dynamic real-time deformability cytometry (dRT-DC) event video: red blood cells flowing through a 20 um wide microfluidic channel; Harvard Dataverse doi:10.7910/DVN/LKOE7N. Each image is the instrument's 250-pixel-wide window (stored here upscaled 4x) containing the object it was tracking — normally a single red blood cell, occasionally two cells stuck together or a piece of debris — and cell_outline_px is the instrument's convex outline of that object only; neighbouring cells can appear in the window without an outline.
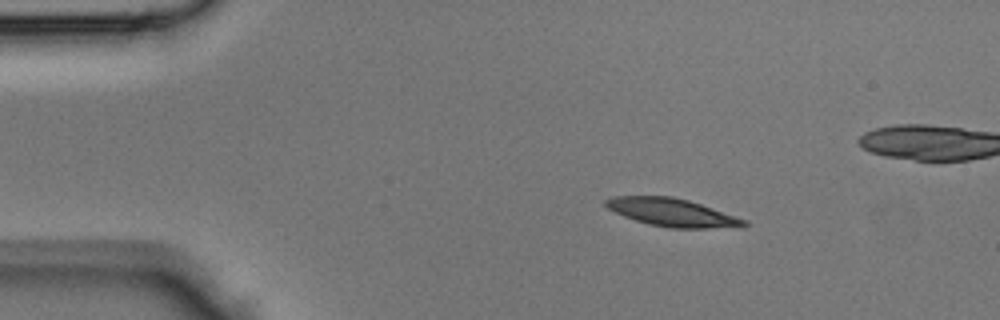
{"species": "Egyptian fruit bat (a non-hibernating species)", "species_latin": "Rousettus aegyptiacus", "temperature_condition": "room temperature", "stored_images_in_passage": 38, "camera_frame_rate_fps": 3000, "um_per_image_px": 0.085, "animal": {"sex": "male"}, "frame": {"image": 1, "passage_image": 1, "time_ms": 0.0, "image_size_px": [1000, 320], "cell_outline_px": [[748, 224], [744, 228], [668, 228], [648, 224], [624, 216], [608, 208], [604, 204], [604, 200], [612, 196], [672, 196], [688, 200], [748, 220]], "centroid_in_image_um": [57.18, 18.07], "position_along_channel_um": 27.8, "area_um2": 22.66}}
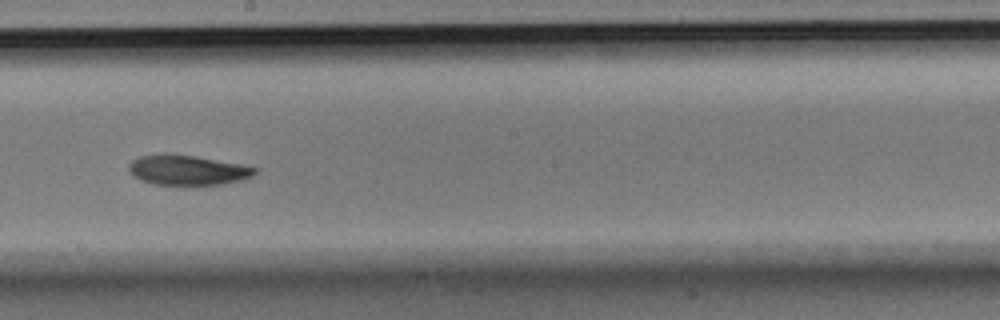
{"frame": {"image": 2, "passage_image": 18, "time_ms": 5.667, "image_size_px": [1000, 320], "cell_outline_px": [[260, 168], [252, 176], [240, 180], [224, 184], [152, 184], [140, 180], [132, 176], [128, 168], [128, 164], [132, 160], [140, 156], [164, 152], [196, 156], [240, 164]], "centroid_in_image_um": [15.9, 14.43], "position_along_channel_um": 232.3, "area_um2": 22.2}}
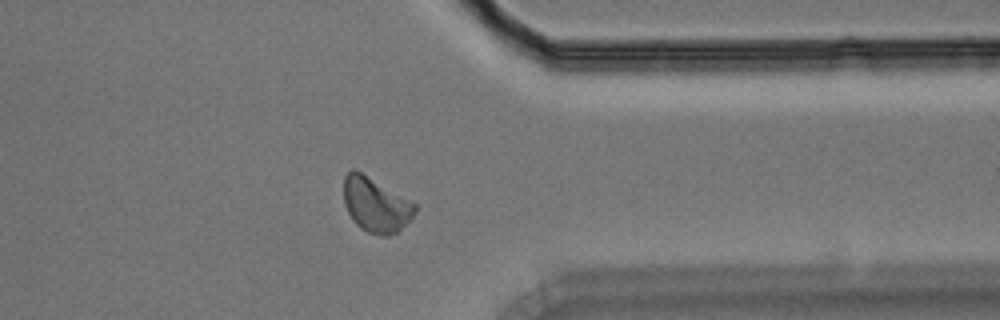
{"frame": {"image": 3, "passage_image": 28, "time_ms": 9.0, "image_size_px": [1000, 320], "cell_outline_px": [[416, 208], [412, 216], [396, 232], [388, 236], [380, 236], [368, 232], [360, 228], [352, 220], [344, 204], [344, 176], [352, 168], [356, 168], [416, 204]], "centroid_in_image_um": [31.89, 17.38], "position_along_channel_um": 379.5, "area_um2": 22.54}}